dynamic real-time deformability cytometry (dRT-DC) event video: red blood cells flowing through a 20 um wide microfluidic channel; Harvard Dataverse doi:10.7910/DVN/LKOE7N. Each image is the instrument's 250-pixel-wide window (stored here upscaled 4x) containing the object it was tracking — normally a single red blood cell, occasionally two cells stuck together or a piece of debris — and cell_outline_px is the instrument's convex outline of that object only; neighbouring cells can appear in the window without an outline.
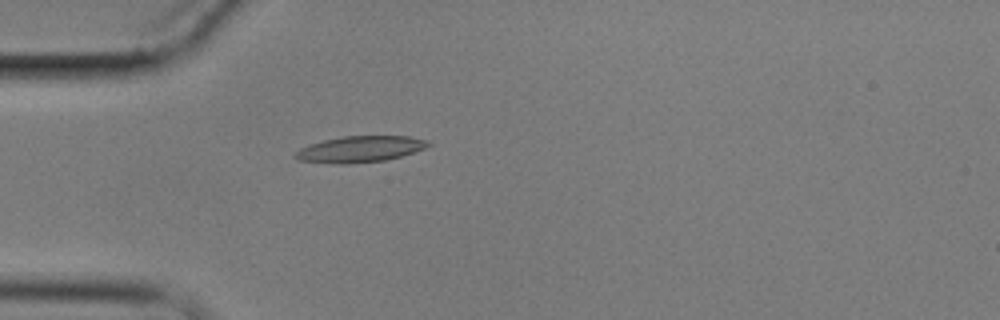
{"species": "common noctule bat (a hibernating species)", "species_latin": "Nyctalus noctula", "temperature_condition": "cold", "stored_images_in_passage": 4, "camera_frame_rate_fps": 3000, "um_per_image_px": 0.085, "animal": {"sex": "male", "body_mass_g": 17.9}, "frame": {"image": 1, "passage_image": 4, "time_ms": 4.667, "image_size_px": [1000, 320], "cell_outline_px": [[432, 144], [424, 148], [400, 156], [384, 160], [352, 164], [336, 164], [300, 160], [292, 156], [300, 148], [324, 140], [344, 136], [408, 136], [428, 140]], "centroid_in_image_um": [30.6, 12.68], "position_along_channel_um": 54.4, "area_um2": 20.11}}